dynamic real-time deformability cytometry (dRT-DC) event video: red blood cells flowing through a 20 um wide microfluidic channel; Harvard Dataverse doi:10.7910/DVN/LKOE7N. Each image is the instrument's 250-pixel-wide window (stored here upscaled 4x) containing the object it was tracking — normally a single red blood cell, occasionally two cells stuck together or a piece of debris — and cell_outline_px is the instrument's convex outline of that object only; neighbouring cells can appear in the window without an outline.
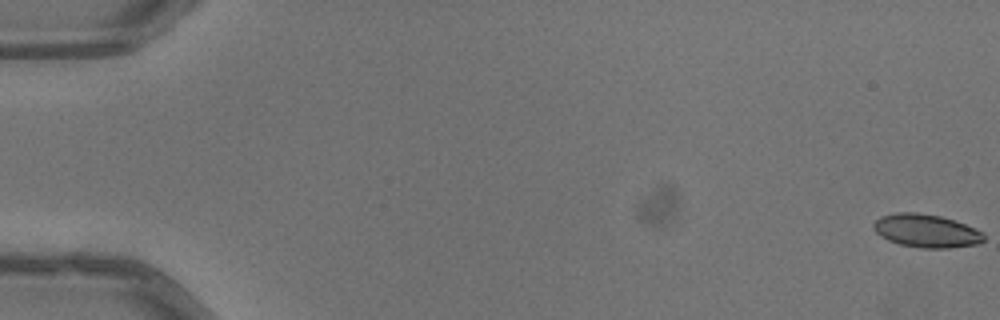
{"species": "common noctule bat (a hibernating species)", "species_latin": "Nyctalus noctula", "temperature_condition": "warm", "stored_images_in_passage": 53, "camera_frame_rate_fps": 3000, "um_per_image_px": 0.085, "animal": {"sex": "male", "body_mass_g": 13.3}, "frame": {"image": 1, "passage_image": 1, "time_ms": 0.0, "image_size_px": [1000, 320], "cell_outline_px": [[984, 240], [980, 244], [948, 248], [920, 248], [900, 244], [888, 240], [880, 236], [872, 228], [872, 224], [880, 216], [896, 212], [916, 212], [940, 216], [964, 224], [984, 232]], "centroid_in_image_um": [78.71, 19.62], "position_along_channel_um": 6.3, "area_um2": 21.44}}
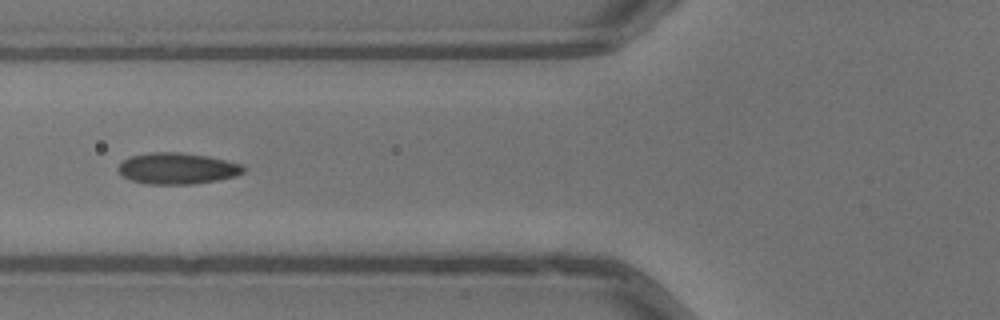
{"frame": {"image": 2, "passage_image": 22, "time_ms": 7.0, "image_size_px": [1000, 320], "cell_outline_px": [[244, 172], [236, 176], [216, 180], [192, 184], [148, 184], [128, 180], [120, 176], [116, 168], [124, 160], [132, 156], [152, 152], [180, 152], [208, 156], [240, 164], [244, 168]], "centroid_in_image_um": [15.01, 14.32], "position_along_channel_um": 110.8, "area_um2": 22.83}}
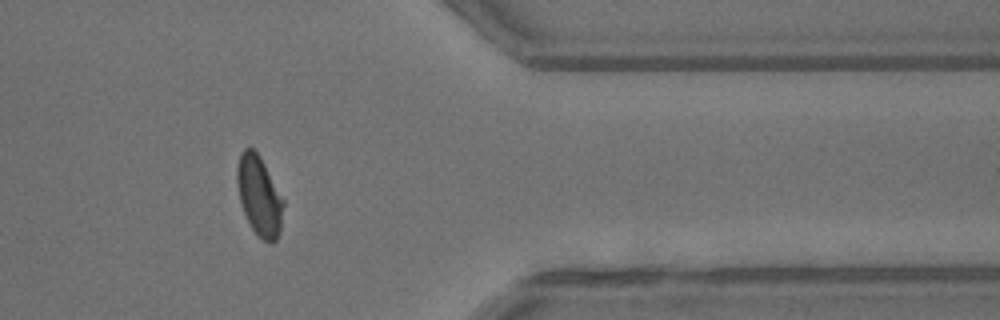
{"frame": {"image": 3, "passage_image": 44, "time_ms": 14.333, "image_size_px": [1000, 320], "cell_outline_px": [[284, 204], [280, 232], [276, 240], [272, 244], [256, 236], [244, 212], [240, 200], [236, 180], [236, 168], [240, 152], [244, 148], [252, 148], [260, 156], [284, 200]], "centroid_in_image_um": [22.03, 16.65], "position_along_channel_um": 389.4, "area_um2": 21.56}, "authors_computed_cell_mechanics": {"area_um2": 22.1374, "velocity_mm_per_s": 4.0387, "shape_relaxation_time_tau1_ms": 6.0276, "shape_relaxation_time_tau2_ms": 1.0011, "deformation_change_tau1": 0.1545, "deformation_change_tau2": 0.0506}}